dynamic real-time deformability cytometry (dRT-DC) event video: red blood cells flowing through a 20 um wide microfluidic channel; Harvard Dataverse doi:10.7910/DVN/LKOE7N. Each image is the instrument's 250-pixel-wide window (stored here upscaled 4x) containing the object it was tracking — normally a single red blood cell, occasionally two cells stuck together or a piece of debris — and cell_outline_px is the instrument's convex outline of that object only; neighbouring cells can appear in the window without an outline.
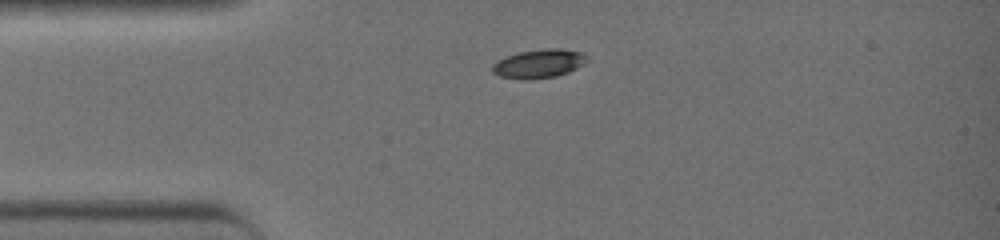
{"species": "common noctule bat (a hibernating species)", "species_latin": "Nyctalus noctula", "temperature_condition": "warm", "stored_images_in_passage": 31, "camera_frame_rate_fps": 3000, "um_per_image_px": 0.085, "animal": {"sex": "female", "body_mass_g": 19.0, "forearm_length_mm": 51.5}, "frame": {"image": 1, "passage_image": 1, "time_ms": 0.0, "image_size_px": [1000, 240], "cell_outline_px": [[588, 60], [584, 64], [568, 72], [556, 76], [524, 80], [500, 76], [492, 72], [492, 64], [496, 60], [520, 52], [548, 48], [560, 48], [584, 52], [588, 56]], "centroid_in_image_um": [45.83, 5.4], "position_along_channel_um": 39.2, "area_um2": 15.9}}
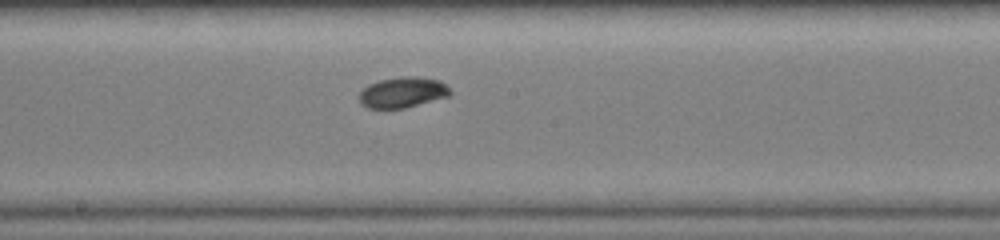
{"frame": {"image": 2, "passage_image": 14, "time_ms": 4.333, "image_size_px": [1000, 240], "cell_outline_px": [[452, 92], [448, 96], [404, 108], [368, 108], [360, 104], [360, 92], [368, 84], [380, 80], [404, 76], [416, 76], [440, 80]], "centroid_in_image_um": [34.21, 7.84], "position_along_channel_um": 214.0, "area_um2": 16.07}}
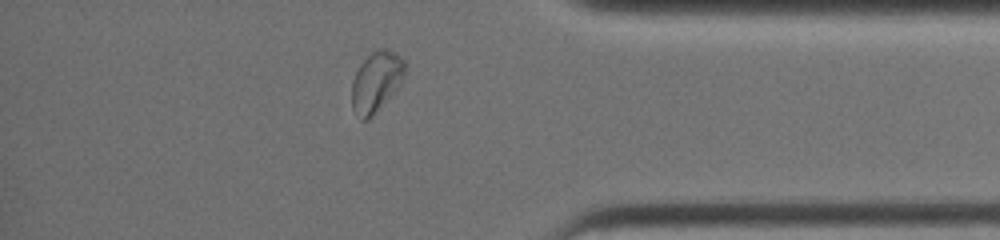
{"frame": {"image": 3, "passage_image": 27, "time_ms": 8.667, "image_size_px": [1000, 240], "cell_outline_px": [[408, 64], [404, 76], [400, 84], [376, 112], [368, 120], [360, 120], [352, 108], [352, 80], [360, 64], [372, 52], [380, 48], [388, 48], [396, 52]], "centroid_in_image_um": [32.0, 6.92], "position_along_channel_um": 403.2, "area_um2": 18.79}, "authors_computed_cell_mechanics": {"area_um2": 16.0684, "velocity_mm_per_s": 4.5724, "shape_relaxation_time_tau1_ms": 2.2158, "shape_relaxation_time_tau2_ms": null, "deformation_change_tau1": 0.0921, "deformation_change_tau2": null}}